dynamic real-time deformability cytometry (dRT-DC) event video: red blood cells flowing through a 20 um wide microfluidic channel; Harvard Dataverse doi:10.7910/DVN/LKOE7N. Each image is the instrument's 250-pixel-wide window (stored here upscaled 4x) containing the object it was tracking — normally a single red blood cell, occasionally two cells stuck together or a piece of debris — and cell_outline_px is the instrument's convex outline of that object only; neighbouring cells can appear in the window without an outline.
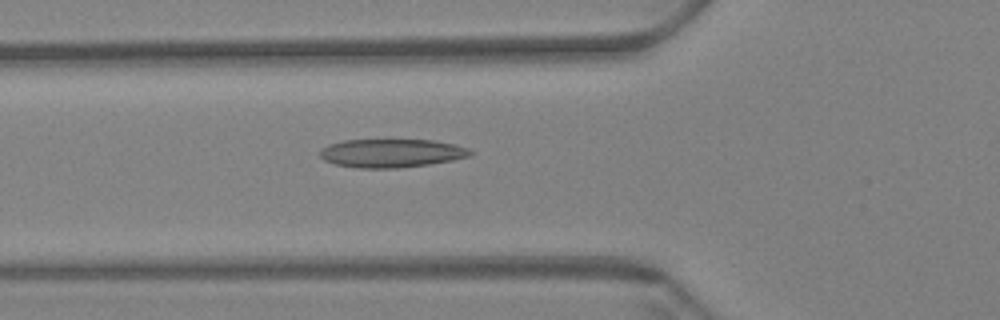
{"species": "Egyptian fruit bat (a non-hibernating species)", "species_latin": "Rousettus aegyptiacus", "temperature_condition": "warm", "stored_images_in_passage": 59, "camera_frame_rate_fps": 3000, "um_per_image_px": 0.085, "animal": {"sex": "female"}, "frame": {"image": 1, "passage_image": 21, "time_ms": 6.667, "image_size_px": [1000, 320], "cell_outline_px": [[476, 152], [472, 156], [452, 160], [428, 164], [396, 168], [360, 168], [336, 164], [324, 160], [320, 156], [320, 152], [328, 144], [344, 140], [432, 140], [456, 144], [468, 148]], "centroid_in_image_um": [33.33, 13.01], "position_along_channel_um": 92.5, "area_um2": 24.91}}
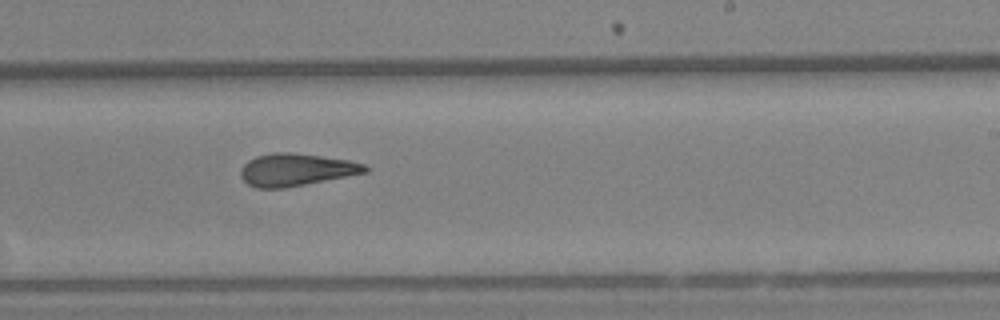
{"frame": {"image": 2, "passage_image": 36, "time_ms": 11.667, "image_size_px": [1000, 320], "cell_outline_px": [[372, 168], [368, 172], [284, 188], [256, 188], [248, 184], [240, 176], [240, 168], [248, 160], [256, 156], [272, 152], [288, 152], [320, 156], [348, 160], [364, 164]], "centroid_in_image_um": [25.15, 14.42], "position_along_channel_um": 263.8, "area_um2": 23.47}}
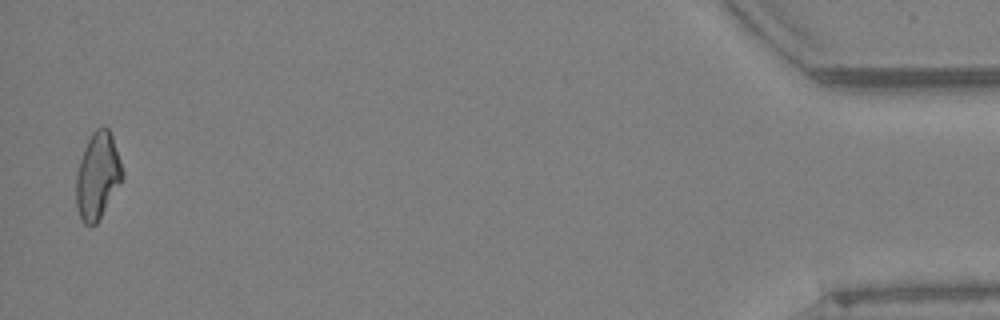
{"frame": {"image": 3, "passage_image": 58, "time_ms": 19.0, "image_size_px": [1000, 320], "cell_outline_px": [[124, 176], [120, 184], [96, 224], [84, 224], [80, 220], [76, 204], [76, 176], [80, 160], [84, 148], [92, 132], [96, 128], [108, 128], [112, 136], [124, 172]], "centroid_in_image_um": [8.29, 14.96], "position_along_channel_um": 426.9, "area_um2": 23.12}, "authors_computed_cell_mechanics": {"area_um2": 23.698, "velocity_mm_per_s": 3.435, "shape_relaxation_time_tau1_ms": null, "shape_relaxation_time_tau2_ms": 4.3601, "deformation_change_tau1": null, "deformation_change_tau2": 0.1364}}